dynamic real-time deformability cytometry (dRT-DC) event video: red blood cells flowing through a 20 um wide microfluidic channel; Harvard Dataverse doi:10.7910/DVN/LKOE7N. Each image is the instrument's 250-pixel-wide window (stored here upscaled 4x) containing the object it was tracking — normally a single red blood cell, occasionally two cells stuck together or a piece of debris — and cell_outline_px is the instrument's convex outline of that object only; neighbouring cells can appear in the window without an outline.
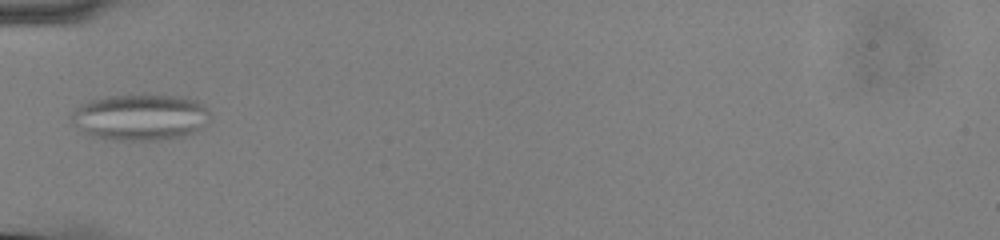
{"species": "common noctule bat (a hibernating species)", "species_latin": "Nyctalus noctula", "temperature_condition": "cold", "stored_images_in_passage": 37, "camera_frame_rate_fps": 3000, "um_per_image_px": 0.085, "animal": {"sex": "male", "body_mass_g": 13.0, "forearm_length_mm": 53.1}, "frame": {"image": 1, "passage_image": 1, "time_ms": 0.0, "image_size_px": [1000, 240], "cell_outline_px": [[212, 116], [196, 132], [184, 136], [160, 140], [112, 140], [88, 136], [72, 120], [72, 112], [80, 104], [88, 100], [108, 96], [148, 92], [184, 96], [196, 100], [204, 104]], "centroid_in_image_um": [11.97, 9.92], "position_along_channel_um": 73.0, "area_um2": 38.49}}
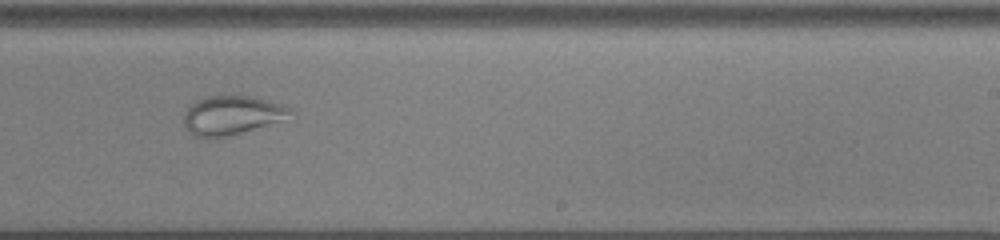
{"frame": {"image": 2, "passage_image": 17, "time_ms": 5.333, "image_size_px": [1000, 240], "cell_outline_px": [[288, 112], [280, 120], [228, 136], [204, 140], [196, 136], [184, 124], [184, 112], [196, 100], [204, 96], [252, 96], [268, 100], [280, 104], [288, 108]], "centroid_in_image_um": [19.58, 9.8], "position_along_channel_um": 269.4, "area_um2": 23.52}}
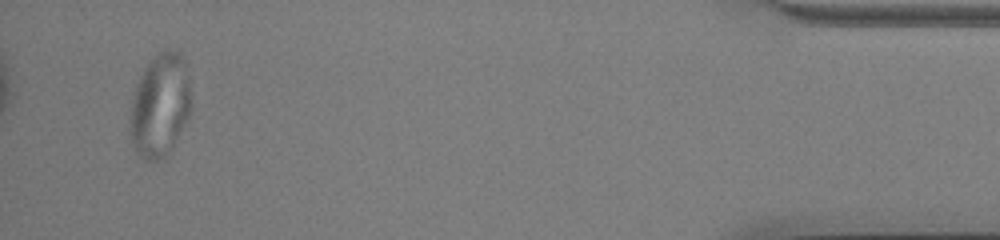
{"frame": {"image": 3, "passage_image": 35, "time_ms": 11.333, "image_size_px": [1000, 240], "cell_outline_px": [[192, 108], [168, 156], [160, 160], [144, 160], [136, 152], [132, 144], [132, 100], [136, 84], [148, 60], [156, 52], [168, 48], [184, 56], [188, 76]], "centroid_in_image_um": [13.63, 8.92], "position_along_channel_um": 421.6, "area_um2": 36.76}}